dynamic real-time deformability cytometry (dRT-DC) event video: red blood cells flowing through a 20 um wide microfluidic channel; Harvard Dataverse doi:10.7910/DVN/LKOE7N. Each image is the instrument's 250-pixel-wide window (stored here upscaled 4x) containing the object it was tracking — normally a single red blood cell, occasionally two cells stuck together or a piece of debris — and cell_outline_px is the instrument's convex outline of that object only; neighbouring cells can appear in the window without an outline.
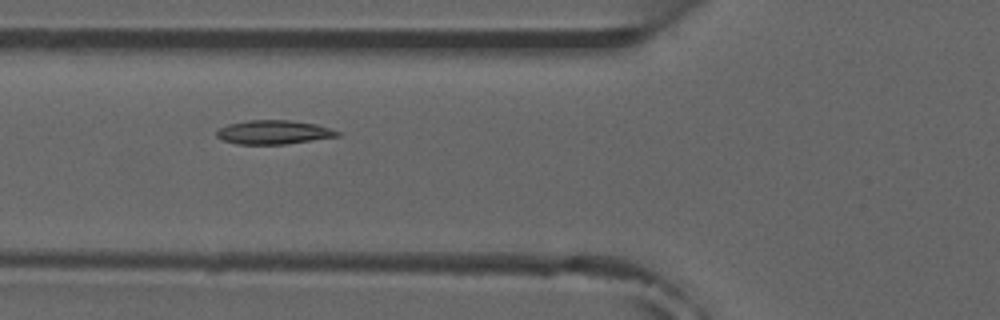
{"species": "common noctule bat (a hibernating species)", "species_latin": "Nyctalus noctula", "temperature_condition": "room temperature", "stored_images_in_passage": 8, "camera_frame_rate_fps": 3000, "um_per_image_px": 0.085, "animal": {"sex": "male", "forearm_length_mm": 52.5}, "frame": {"image": 1, "passage_image": 3, "time_ms": 2.333, "image_size_px": [1000, 320], "cell_outline_px": [[340, 136], [284, 144], [236, 144], [224, 140], [216, 136], [216, 128], [228, 124], [248, 120], [292, 120], [316, 124], [340, 132]], "centroid_in_image_um": [23.22, 11.23], "position_along_channel_um": 102.6, "area_um2": 16.82}}
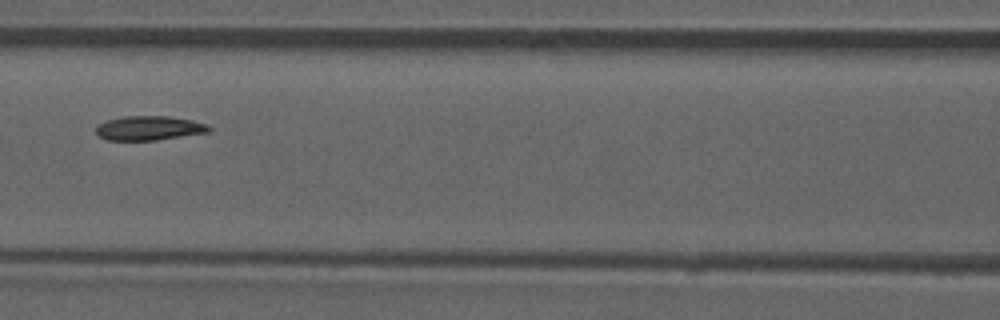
{"frame": {"image": 2, "passage_image": 4, "time_ms": 3.667, "image_size_px": [1000, 320], "cell_outline_px": [[212, 132], [156, 140], [108, 140], [100, 136], [96, 132], [96, 128], [100, 124], [108, 120], [124, 116], [168, 116], [192, 120], [204, 124], [212, 128]], "centroid_in_image_um": [12.72, 10.89], "position_along_channel_um": 153.9, "area_um2": 15.9}}